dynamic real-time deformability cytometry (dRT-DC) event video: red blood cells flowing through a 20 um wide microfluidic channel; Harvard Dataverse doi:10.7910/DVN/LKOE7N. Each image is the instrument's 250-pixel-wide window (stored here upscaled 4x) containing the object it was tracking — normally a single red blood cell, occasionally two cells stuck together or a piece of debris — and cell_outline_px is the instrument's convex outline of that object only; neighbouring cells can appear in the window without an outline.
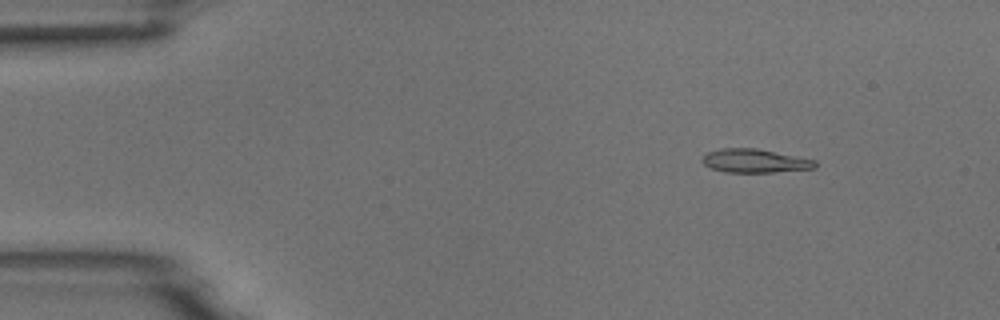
{"species": "common noctule bat (a hibernating species)", "species_latin": "Nyctalus noctula", "temperature_condition": "room temperature", "stored_images_in_passage": 54, "camera_frame_rate_fps": 3000, "um_per_image_px": 0.085, "animal": {"sex": "male", "body_mass_g": 18.8}, "frame": {"image": 1, "passage_image": 7, "time_ms": 2.0, "image_size_px": [1000, 320], "cell_outline_px": [[816, 168], [772, 172], [724, 172], [712, 168], [704, 164], [700, 160], [708, 152], [720, 148], [756, 148], [816, 160]], "centroid_in_image_um": [64.14, 13.67], "position_along_channel_um": 20.9, "area_um2": 15.43}}
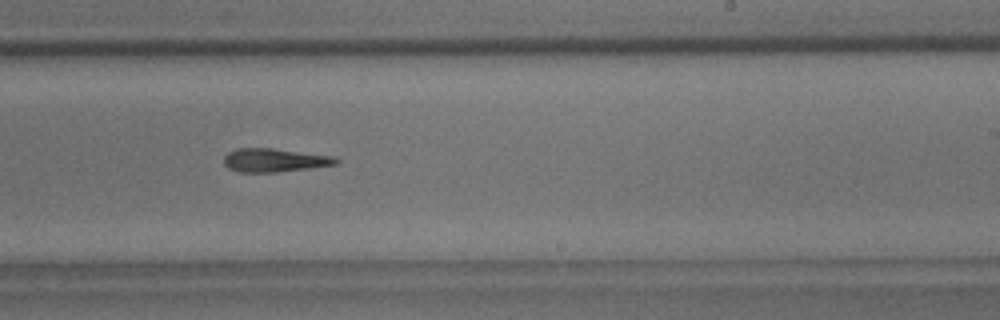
{"frame": {"image": 2, "passage_image": 33, "time_ms": 10.667, "image_size_px": [1000, 320], "cell_outline_px": [[340, 160], [336, 164], [308, 168], [276, 172], [240, 172], [228, 168], [224, 164], [224, 156], [228, 152], [236, 148], [272, 148], [332, 156]], "centroid_in_image_um": [23.28, 13.61], "position_along_channel_um": 265.7, "area_um2": 15.2}}
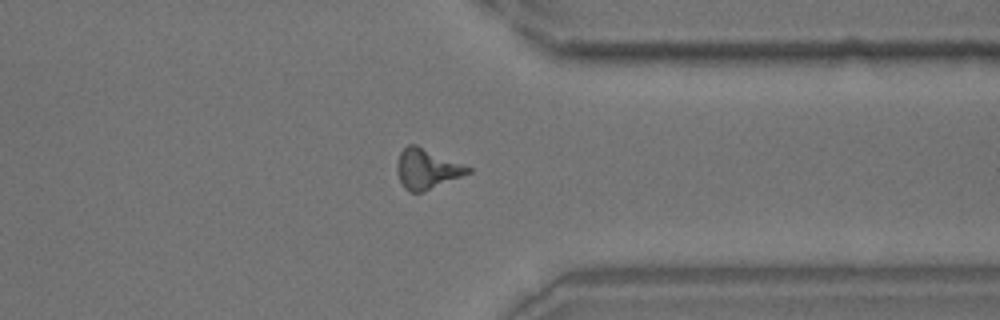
{"frame": {"image": 3, "passage_image": 42, "time_ms": 13.667, "image_size_px": [1000, 320], "cell_outline_px": [[472, 172], [424, 192], [408, 192], [404, 188], [396, 172], [396, 164], [400, 152], [408, 144], [416, 144], [472, 168]], "centroid_in_image_um": [36.27, 14.36], "position_along_channel_um": 375.1, "area_um2": 16.65}, "authors_computed_cell_mechanics": {"area_um2": 15.606, "velocity_mm_per_s": 3.7688, "shape_relaxation_time_tau1_ms": 7.8209, "shape_relaxation_time_tau2_ms": 7.8161, "deformation_change_tau1": 0.2113, "deformation_change_tau2": 0.2304}}